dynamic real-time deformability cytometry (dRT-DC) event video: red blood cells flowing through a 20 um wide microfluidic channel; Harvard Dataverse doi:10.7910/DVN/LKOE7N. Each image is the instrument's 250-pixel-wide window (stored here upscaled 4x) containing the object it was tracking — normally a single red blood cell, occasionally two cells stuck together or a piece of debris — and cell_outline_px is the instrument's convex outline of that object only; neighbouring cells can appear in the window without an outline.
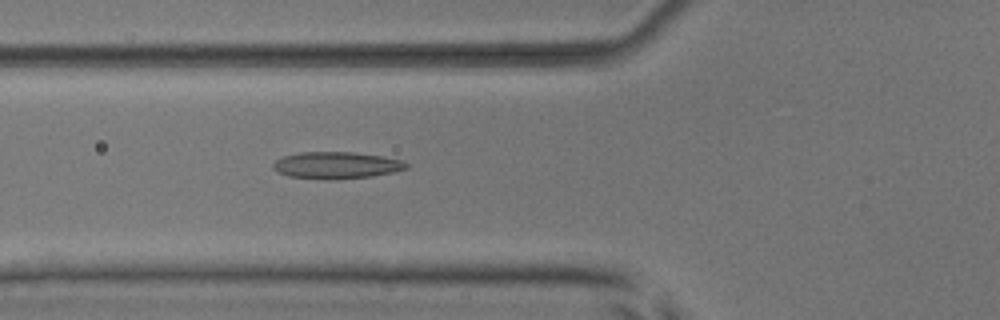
{"species": "common noctule bat (a hibernating species)", "species_latin": "Nyctalus noctula", "temperature_condition": "room temperature", "stored_images_in_passage": 38, "camera_frame_rate_fps": 3000, "um_per_image_px": 0.085, "animal": {"sex": "male", "body_mass_g": 17.9, "forearm_length_mm": 54.2}, "frame": {"image": 1, "passage_image": 5, "time_ms": 1.333, "image_size_px": [1000, 320], "cell_outline_px": [[408, 168], [392, 172], [372, 176], [336, 180], [332, 180], [288, 176], [276, 172], [272, 168], [272, 164], [276, 160], [284, 156], [300, 152], [356, 152], [404, 160], [408, 164]], "centroid_in_image_um": [28.58, 14.05], "position_along_channel_um": 97.2, "area_um2": 20.98}}
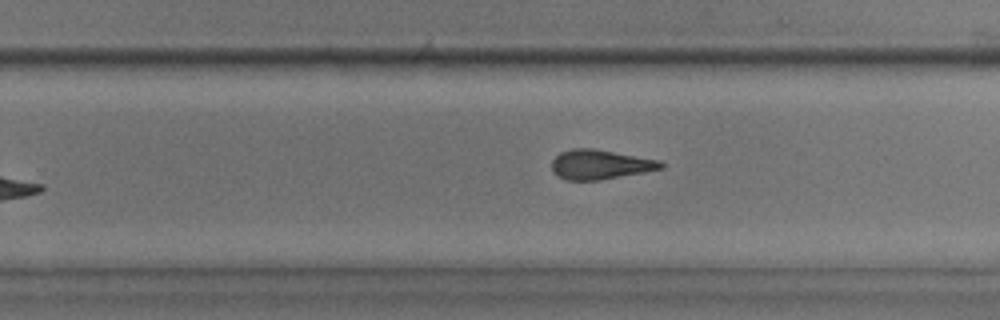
{"frame": {"image": 2, "passage_image": 19, "time_ms": 6.0, "image_size_px": [1000, 320], "cell_outline_px": [[664, 168], [644, 172], [600, 180], [568, 180], [556, 176], [552, 172], [552, 160], [560, 152], [572, 148], [592, 148], [660, 160], [664, 164]], "centroid_in_image_um": [50.99, 13.98], "position_along_channel_um": 278.8, "area_um2": 18.84}}
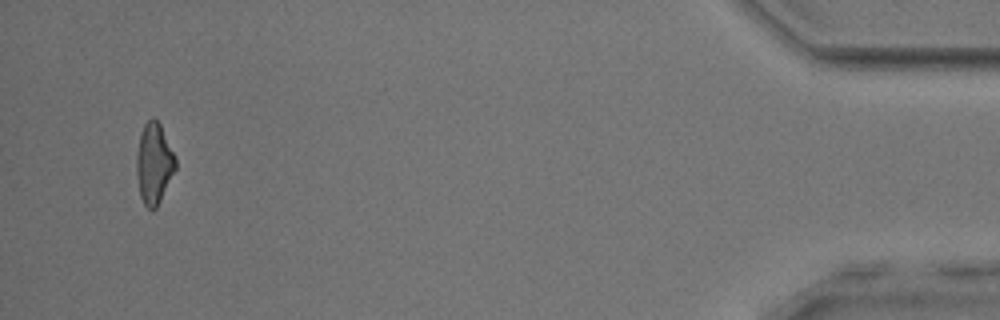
{"frame": {"image": 3, "passage_image": 36, "time_ms": 11.667, "image_size_px": [1000, 320], "cell_outline_px": [[176, 168], [156, 208], [152, 212], [144, 204], [140, 196], [136, 172], [136, 152], [140, 132], [144, 124], [152, 116], [160, 124], [176, 156]], "centroid_in_image_um": [13.08, 13.88], "position_along_channel_um": 422.1, "area_um2": 18.5}, "authors_computed_cell_mechanics": {"area_um2": 18.9295, "velocity_mm_per_s": 3.9037, "shape_relaxation_time_tau1_ms": null, "shape_relaxation_time_tau2_ms": 2.0696, "deformation_change_tau1": null, "deformation_change_tau2": 0.1119}}